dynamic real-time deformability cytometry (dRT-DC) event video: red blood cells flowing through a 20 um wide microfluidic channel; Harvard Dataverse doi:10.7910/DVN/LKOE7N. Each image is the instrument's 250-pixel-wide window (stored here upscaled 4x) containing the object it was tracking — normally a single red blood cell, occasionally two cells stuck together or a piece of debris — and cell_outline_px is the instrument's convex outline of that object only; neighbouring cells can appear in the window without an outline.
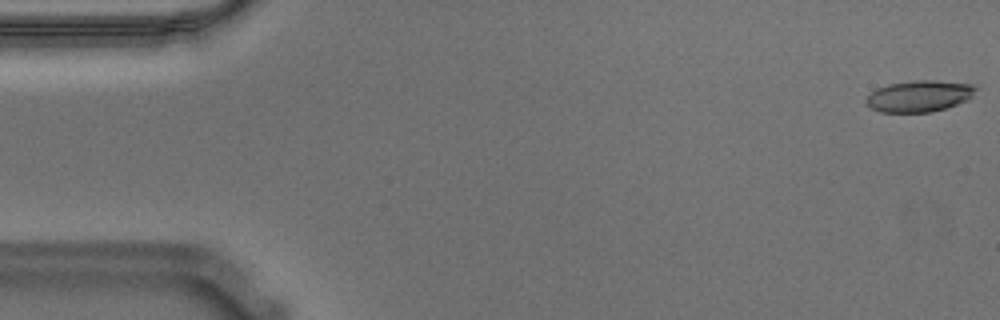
{"species": "Egyptian fruit bat (a non-hibernating species)", "species_latin": "Rousettus aegyptiacus", "temperature_condition": "warm", "stored_images_in_passage": 56, "camera_frame_rate_fps": 3000, "um_per_image_px": 0.085, "animal": {"sex": "male"}, "frame": {"image": 1, "passage_image": 1, "time_ms": 0.0, "image_size_px": [1000, 320], "cell_outline_px": [[980, 88], [968, 100], [932, 112], [880, 112], [864, 104], [864, 100], [876, 88], [888, 84], [912, 80], [936, 80], [972, 84]], "centroid_in_image_um": [78.14, 8.16], "position_along_channel_um": 6.9, "area_um2": 20.29}}
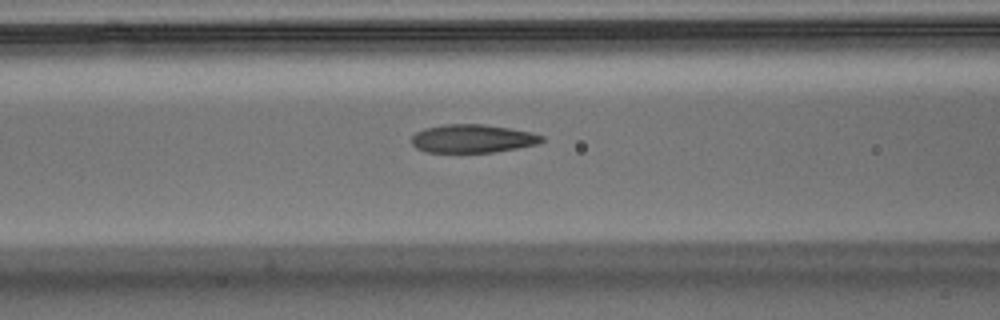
{"frame": {"image": 2, "passage_image": 22, "time_ms": 7.0, "image_size_px": [1000, 320], "cell_outline_px": [[544, 140], [540, 144], [492, 152], [424, 152], [416, 148], [412, 144], [412, 136], [416, 132], [424, 128], [444, 124], [484, 124], [512, 128], [532, 132], [544, 136]], "centroid_in_image_um": [40.19, 11.77], "position_along_channel_um": 126.4, "area_um2": 21.68}}
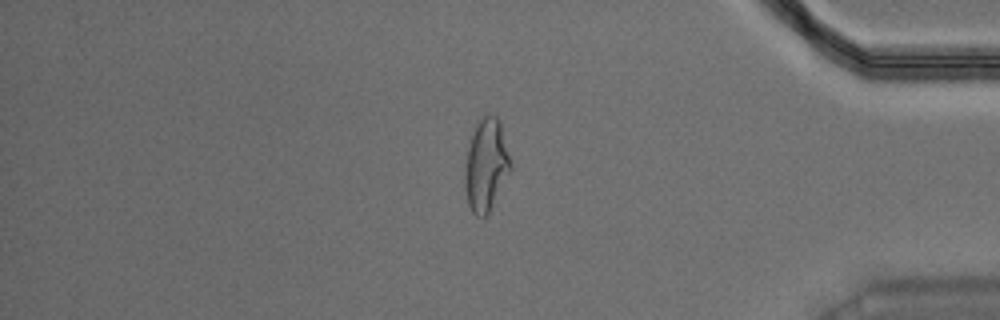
{"frame": {"image": 3, "passage_image": 47, "time_ms": 15.333, "image_size_px": [1000, 320], "cell_outline_px": [[512, 168], [488, 212], [484, 216], [476, 216], [472, 212], [468, 204], [464, 184], [464, 168], [468, 148], [476, 124], [488, 112], [492, 112], [500, 120], [512, 164]], "centroid_in_image_um": [41.32, 13.99], "position_along_channel_um": 393.9, "area_um2": 24.51}, "authors_computed_cell_mechanics": {"area_um2": 22.0218, "velocity_mm_per_s": 3.5767, "shape_relaxation_time_tau1_ms": 7.959, "shape_relaxation_time_tau2_ms": 1.6332, "deformation_change_tau1": 0.2513, "deformation_change_tau2": 0.0967}}